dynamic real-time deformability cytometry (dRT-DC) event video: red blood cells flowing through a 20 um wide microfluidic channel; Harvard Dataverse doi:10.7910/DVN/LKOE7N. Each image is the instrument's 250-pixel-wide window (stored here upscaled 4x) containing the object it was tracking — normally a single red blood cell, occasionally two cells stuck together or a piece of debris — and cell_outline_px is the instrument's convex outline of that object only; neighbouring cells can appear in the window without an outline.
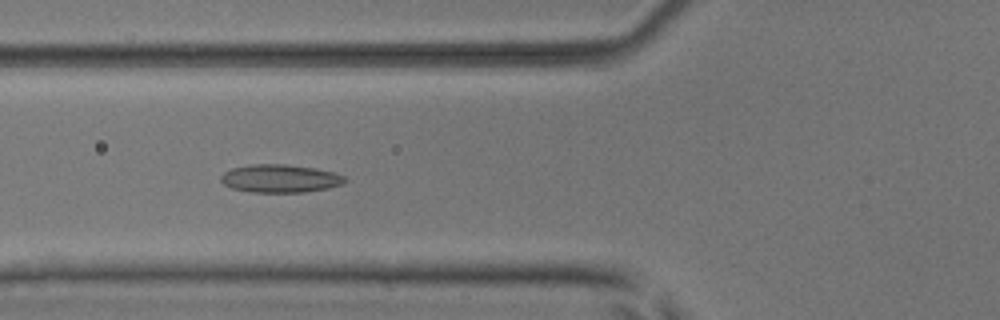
{"species": "common noctule bat (a hibernating species)", "species_latin": "Nyctalus noctula", "temperature_condition": "room temperature", "stored_images_in_passage": 24, "camera_frame_rate_fps": 3000, "um_per_image_px": 0.085, "animal": {"sex": "male", "body_mass_g": 17.9, "forearm_length_mm": 54.2}, "frame": {"image": 1, "passage_image": 20, "time_ms": 6.333, "image_size_px": [1000, 320], "cell_outline_px": [[348, 180], [344, 184], [328, 188], [304, 192], [248, 192], [232, 188], [224, 184], [220, 180], [220, 176], [224, 172], [232, 168], [248, 164], [284, 164], [316, 168], [332, 172], [344, 176]], "centroid_in_image_um": [23.8, 15.17], "position_along_channel_um": 102.0, "area_um2": 20.4}}
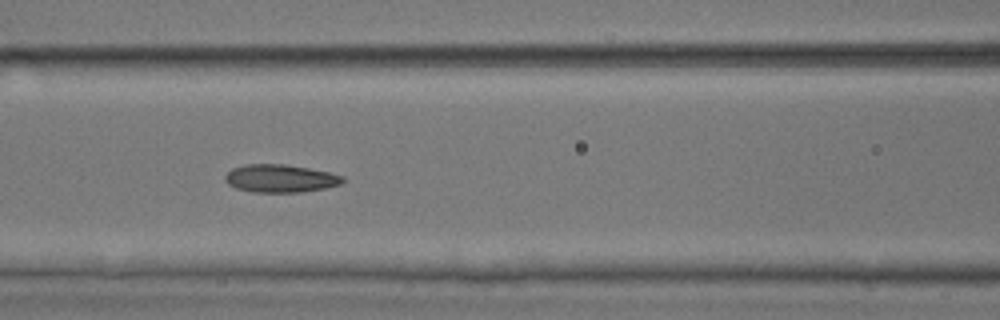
{"frame": {"image": 2, "passage_image": 23, "time_ms": 7.333, "image_size_px": [1000, 320], "cell_outline_px": [[344, 180], [340, 184], [324, 188], [304, 192], [252, 192], [236, 188], [228, 184], [224, 180], [224, 176], [232, 168], [244, 164], [284, 164], [308, 168], [328, 172], [344, 176]], "centroid_in_image_um": [23.79, 15.16], "position_along_channel_um": 142.8, "area_um2": 19.13}}